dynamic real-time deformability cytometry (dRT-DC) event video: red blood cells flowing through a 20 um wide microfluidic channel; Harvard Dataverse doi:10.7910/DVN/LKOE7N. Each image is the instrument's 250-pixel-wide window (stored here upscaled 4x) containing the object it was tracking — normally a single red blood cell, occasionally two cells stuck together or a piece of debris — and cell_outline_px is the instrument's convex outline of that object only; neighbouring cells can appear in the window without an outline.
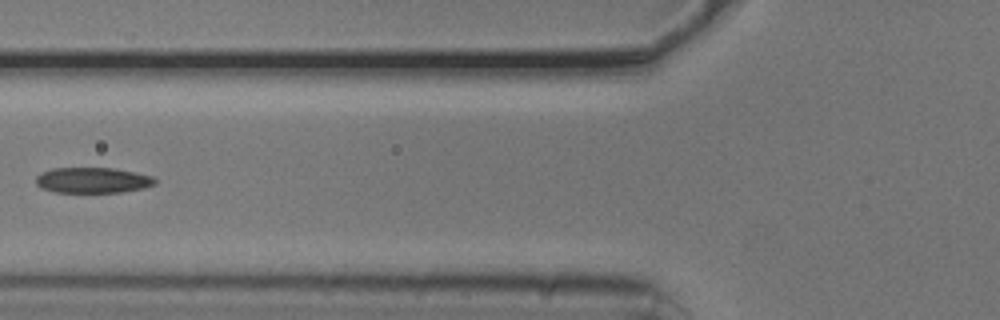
{"species": "common noctule bat (a hibernating species)", "species_latin": "Nyctalus noctula", "temperature_condition": "cold", "stored_images_in_passage": 7, "camera_frame_rate_fps": 3000, "um_per_image_px": 0.085, "animal": {"sex": "male", "body_mass_g": 20.5, "forearm_length_mm": 52.5}, "frame": {"image": 1, "passage_image": 6, "time_ms": 1.667, "image_size_px": [1000, 320], "cell_outline_px": [[156, 184], [144, 188], [120, 192], [56, 192], [40, 188], [36, 184], [36, 176], [40, 172], [52, 168], [112, 168], [136, 172], [152, 176], [156, 180]], "centroid_in_image_um": [7.86, 15.31], "position_along_channel_um": 117.9, "area_um2": 17.86}}
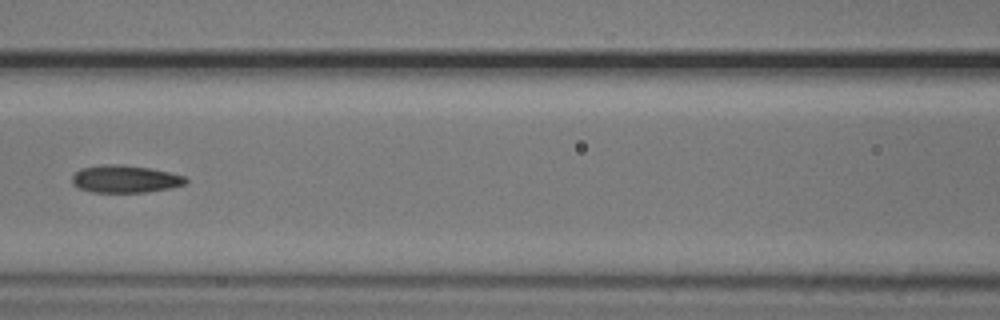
{"frame": {"image": 2, "passage_image": 7, "time_ms": 2.0, "image_size_px": [1000, 320], "cell_outline_px": [[188, 180], [184, 184], [172, 188], [148, 192], [92, 192], [80, 188], [72, 184], [72, 176], [80, 168], [104, 164], [120, 164], [152, 168], [184, 176]], "centroid_in_image_um": [10.63, 15.21], "position_along_channel_um": 156.0, "area_um2": 18.26}}